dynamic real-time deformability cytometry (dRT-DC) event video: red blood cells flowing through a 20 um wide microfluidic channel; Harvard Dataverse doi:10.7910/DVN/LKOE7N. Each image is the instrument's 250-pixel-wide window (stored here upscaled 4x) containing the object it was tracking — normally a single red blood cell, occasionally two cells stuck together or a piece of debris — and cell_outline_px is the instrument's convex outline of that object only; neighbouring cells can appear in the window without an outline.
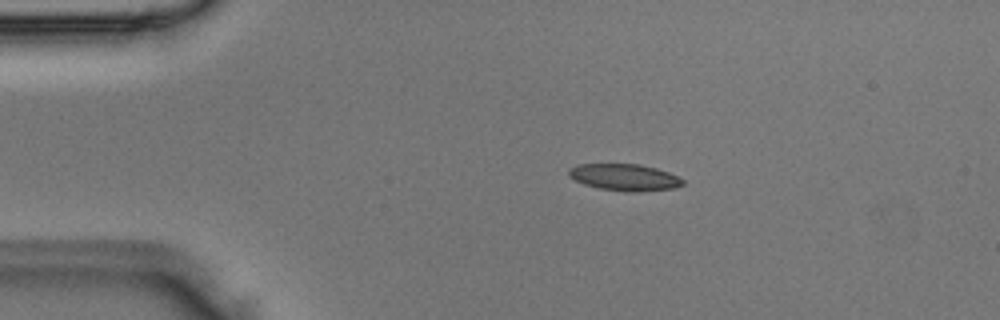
{"species": "Egyptian fruit bat (a non-hibernating species)", "species_latin": "Rousettus aegyptiacus", "temperature_condition": "room temperature", "stored_images_in_passage": 3, "camera_frame_rate_fps": 3000, "um_per_image_px": 0.085, "animal": {"sex": "male"}, "frame": {"image": 1, "passage_image": 2, "time_ms": 0.333, "image_size_px": [1000, 320], "cell_outline_px": [[684, 184], [676, 188], [636, 192], [624, 192], [600, 188], [584, 184], [568, 176], [568, 168], [576, 164], [640, 164], [656, 168], [668, 172], [684, 180]], "centroid_in_image_um": [53.08, 15.07], "position_along_channel_um": 31.9, "area_um2": 17.86}}